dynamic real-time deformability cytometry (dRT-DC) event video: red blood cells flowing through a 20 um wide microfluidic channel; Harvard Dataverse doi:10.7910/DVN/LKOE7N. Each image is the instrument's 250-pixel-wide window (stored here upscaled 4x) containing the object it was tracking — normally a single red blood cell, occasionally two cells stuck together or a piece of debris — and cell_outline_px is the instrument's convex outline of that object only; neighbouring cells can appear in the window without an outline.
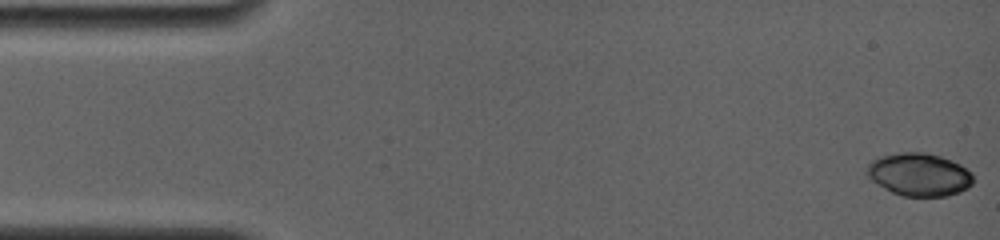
{"species": "common noctule bat (a hibernating species)", "species_latin": "Nyctalus noctula", "temperature_condition": "room temperature", "stored_images_in_passage": 47, "camera_frame_rate_fps": 4000, "um_per_image_px": 0.085, "animal": {"sex": "female", "body_mass_g": 19.0, "forearm_length_mm": 56.7}, "frame": {"image": 1, "passage_image": 1, "time_ms": 0.0, "image_size_px": [1000, 240], "cell_outline_px": [[972, 184], [968, 188], [960, 192], [948, 196], [904, 196], [892, 192], [884, 188], [872, 180], [864, 172], [868, 164], [872, 160], [880, 156], [904, 152], [924, 152], [940, 156], [952, 160], [960, 164], [972, 172]], "centroid_in_image_um": [78.13, 14.83], "position_along_channel_um": 6.9, "area_um2": 26.65}}
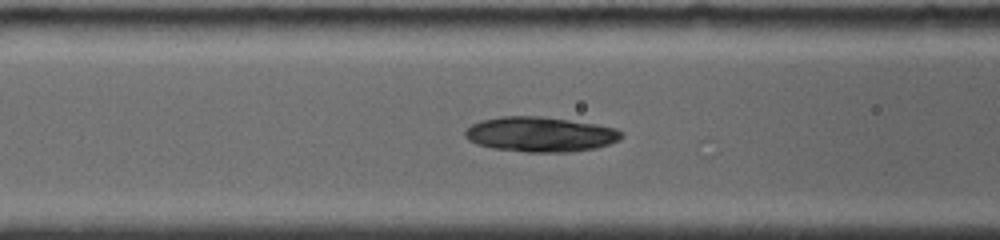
{"frame": {"image": 2, "passage_image": 25, "time_ms": 6.25, "image_size_px": [1000, 240], "cell_outline_px": [[624, 136], [620, 140], [596, 148], [568, 152], [524, 152], [492, 148], [476, 144], [468, 140], [464, 136], [464, 132], [472, 124], [480, 120], [504, 116], [540, 116], [596, 124], [616, 128]], "centroid_in_image_um": [45.91, 11.42], "position_along_channel_um": 120.7, "area_um2": 31.91}}
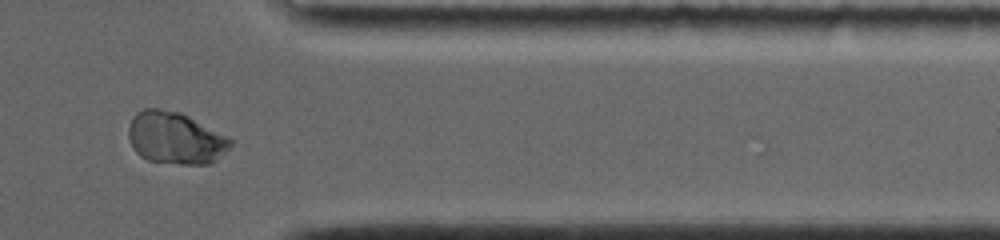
{"frame": {"image": 3, "passage_image": 43, "time_ms": 13.5, "image_size_px": [1000, 240], "cell_outline_px": [[232, 144], [212, 164], [180, 164], [148, 160], [140, 156], [132, 148], [128, 136], [128, 128], [136, 112], [144, 108], [160, 108], [180, 112], [228, 136], [232, 140]], "centroid_in_image_um": [14.89, 11.73], "position_along_channel_um": 396.5, "area_um2": 30.98}}